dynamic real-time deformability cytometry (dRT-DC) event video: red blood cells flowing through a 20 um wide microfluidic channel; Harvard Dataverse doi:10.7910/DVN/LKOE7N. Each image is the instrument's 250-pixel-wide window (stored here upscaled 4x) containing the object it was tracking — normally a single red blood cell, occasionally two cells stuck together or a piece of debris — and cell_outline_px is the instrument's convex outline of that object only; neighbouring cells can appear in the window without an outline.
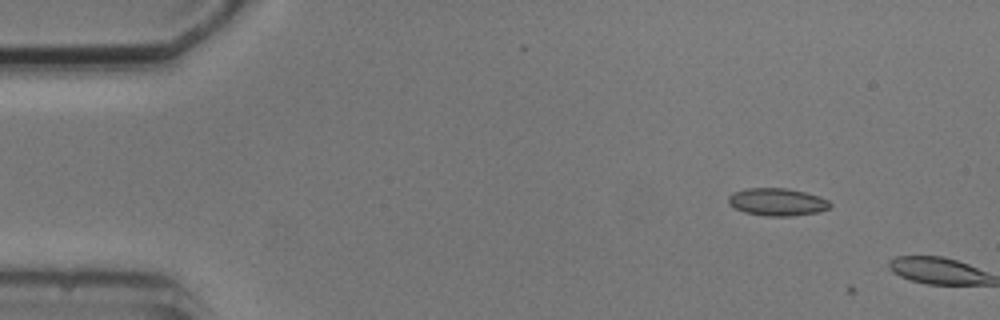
{"species": "common noctule bat (a hibernating species)", "species_latin": "Nyctalus noctula", "temperature_condition": "cold", "stored_images_in_passage": 3, "camera_frame_rate_fps": 3000, "um_per_image_px": 0.085, "animal": {"sex": "male", "body_mass_g": 20.5, "forearm_length_mm": 52.5}, "frame": {"image": 1, "passage_image": 2, "time_ms": 2.0, "image_size_px": [1000, 320], "cell_outline_px": [[832, 204], [828, 208], [816, 212], [788, 216], [764, 216], [744, 212], [728, 204], [728, 196], [732, 192], [744, 188], [788, 188], [820, 196], [828, 200]], "centroid_in_image_um": [66.02, 17.15], "position_along_channel_um": 19.0, "area_um2": 16.36}}